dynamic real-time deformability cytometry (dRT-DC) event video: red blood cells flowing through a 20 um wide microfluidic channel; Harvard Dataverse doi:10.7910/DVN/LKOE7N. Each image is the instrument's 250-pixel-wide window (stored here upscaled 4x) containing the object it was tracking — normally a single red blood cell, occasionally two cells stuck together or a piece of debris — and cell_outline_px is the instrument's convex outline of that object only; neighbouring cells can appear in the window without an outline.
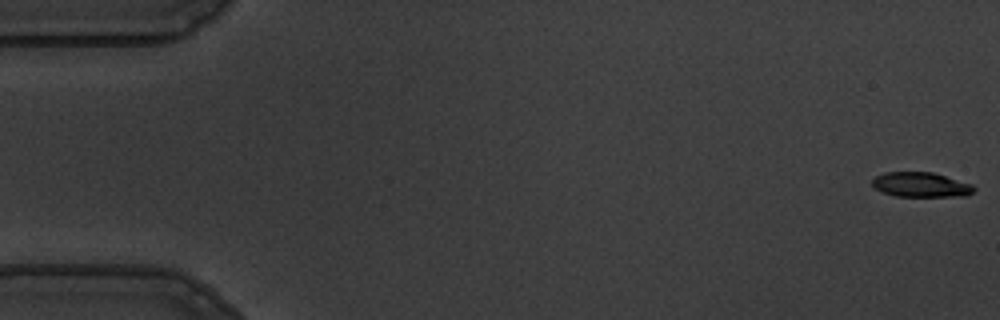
{"species": "common noctule bat (a hibernating species)", "species_latin": "Nyctalus noctula", "temperature_condition": "warm", "stored_images_in_passage": 17, "camera_frame_rate_fps": 3000, "um_per_image_px": 0.085, "animal": {"sex": "male", "body_mass_g": 19.5, "forearm_length_mm": 54.6}, "frame": {"image": 1, "passage_image": 1, "time_ms": 0.0, "image_size_px": [1000, 320], "cell_outline_px": [[976, 188], [968, 196], [896, 196], [884, 192], [876, 188], [872, 184], [872, 180], [876, 176], [884, 172], [932, 172], [972, 184]], "centroid_in_image_um": [78.3, 15.7], "position_along_channel_um": 6.7, "area_um2": 14.57}}
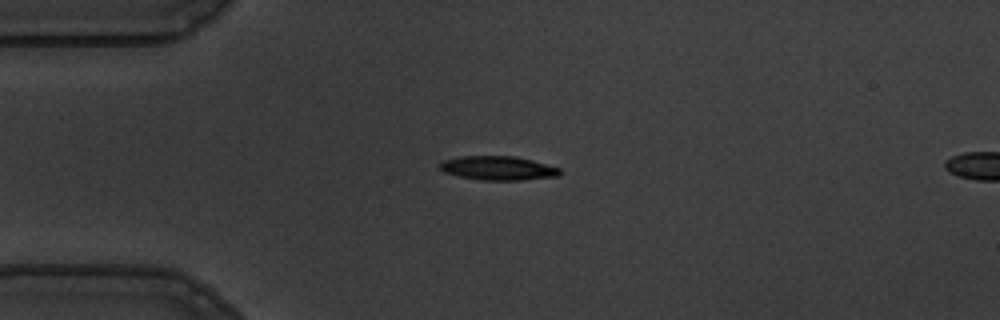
{"frame": {"image": 2, "passage_image": 14, "time_ms": 4.333, "image_size_px": [1000, 320], "cell_outline_px": [[560, 176], [520, 180], [480, 180], [460, 176], [444, 172], [436, 164], [444, 160], [460, 156], [516, 156], [532, 160], [560, 168]], "centroid_in_image_um": [42.32, 14.29], "position_along_channel_um": 42.7, "area_um2": 16.82}}